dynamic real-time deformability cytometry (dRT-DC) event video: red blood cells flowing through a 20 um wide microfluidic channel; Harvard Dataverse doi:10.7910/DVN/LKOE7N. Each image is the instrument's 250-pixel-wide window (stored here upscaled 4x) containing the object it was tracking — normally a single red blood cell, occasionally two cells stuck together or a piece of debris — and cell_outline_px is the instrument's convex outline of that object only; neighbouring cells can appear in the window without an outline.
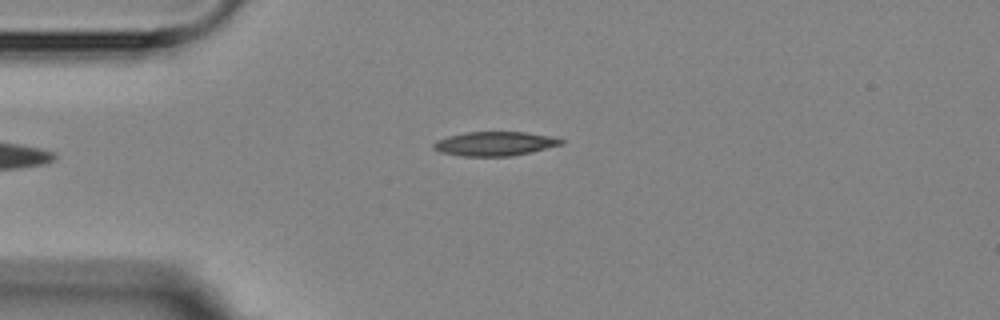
{"species": "Egyptian fruit bat (a non-hibernating species)", "species_latin": "Rousettus aegyptiacus", "temperature_condition": "room temperature", "stored_images_in_passage": 2, "camera_frame_rate_fps": 3000, "um_per_image_px": 0.085, "animal": {"sex": "female"}, "frame": {"image": 1, "passage_image": 2, "time_ms": 1.0, "image_size_px": [1000, 320], "cell_outline_px": [[564, 140], [560, 144], [512, 156], [460, 156], [440, 152], [432, 148], [432, 144], [436, 140], [448, 136], [464, 132], [524, 132], [552, 136]], "centroid_in_image_um": [41.96, 12.21], "position_along_channel_um": 43.0, "area_um2": 17.8}}